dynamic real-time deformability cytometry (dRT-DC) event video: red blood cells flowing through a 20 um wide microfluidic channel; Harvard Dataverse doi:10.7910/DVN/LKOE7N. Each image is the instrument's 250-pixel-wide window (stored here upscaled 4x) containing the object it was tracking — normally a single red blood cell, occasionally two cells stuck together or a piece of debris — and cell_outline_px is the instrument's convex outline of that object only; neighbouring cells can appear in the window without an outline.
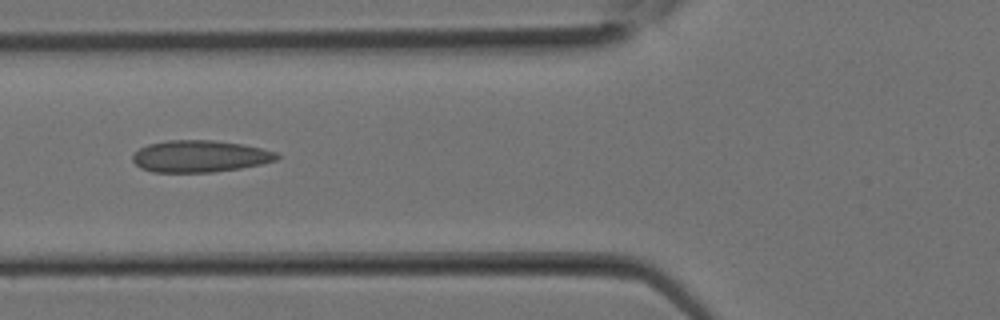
{"species": "Egyptian fruit bat (a non-hibernating species)", "species_latin": "Rousettus aegyptiacus", "temperature_condition": "room temperature", "stored_images_in_passage": 12, "camera_frame_rate_fps": 3000, "um_per_image_px": 0.085, "animal": {"sex": "female"}, "frame": {"image": 1, "passage_image": 9, "time_ms": 2.667, "image_size_px": [1000, 320], "cell_outline_px": [[280, 156], [276, 160], [260, 164], [240, 168], [212, 172], [152, 172], [140, 168], [132, 160], [132, 156], [140, 148], [148, 144], [168, 140], [212, 140], [240, 144], [260, 148], [276, 152]], "centroid_in_image_um": [16.96, 13.28], "position_along_channel_um": 108.8, "area_um2": 26.59}}
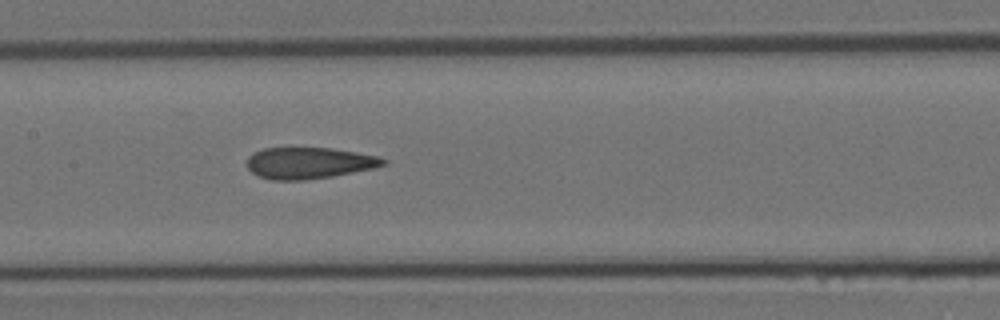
{"frame": {"image": 2, "passage_image": 12, "time_ms": 3.667, "image_size_px": [1000, 320], "cell_outline_px": [[388, 164], [376, 168], [332, 176], [304, 180], [272, 180], [260, 176], [252, 172], [248, 168], [248, 156], [252, 152], [264, 148], [332, 148], [356, 152], [376, 156], [388, 160]], "centroid_in_image_um": [26.29, 13.85], "position_along_channel_um": 181.1, "area_um2": 24.97}}